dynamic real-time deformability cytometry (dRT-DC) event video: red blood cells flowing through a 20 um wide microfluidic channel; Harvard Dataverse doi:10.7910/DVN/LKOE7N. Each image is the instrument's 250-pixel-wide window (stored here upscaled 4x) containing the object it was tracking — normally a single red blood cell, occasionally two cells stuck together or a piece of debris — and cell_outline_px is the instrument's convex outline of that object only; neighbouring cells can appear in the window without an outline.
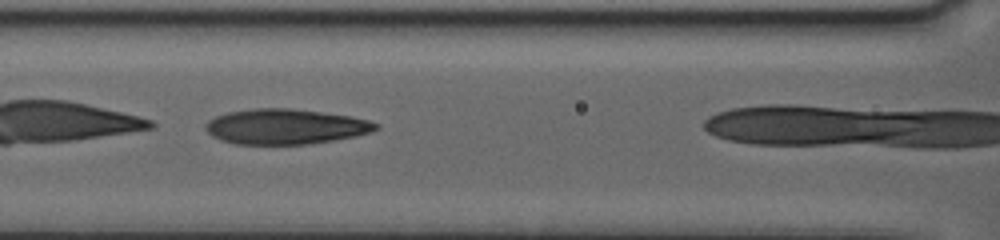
{"species": "human", "species_latin": "Homo sapiens", "temperature_condition": "warm", "stored_images_in_passage": 22, "segment_of_instrument_passage": [2, 2], "camera_frame_rate_fps": 3000, "um_per_image_px": 0.085, "donor": {"sex": "female"}, "frame": {"image": 1, "passage_image": 5, "time_ms": 2.0, "image_size_px": [1000, 240], "cell_outline_px": [[380, 128], [372, 132], [356, 136], [308, 144], [236, 144], [220, 140], [212, 136], [204, 128], [208, 120], [216, 116], [228, 112], [252, 108], [292, 108], [352, 116], [368, 120], [380, 124]], "centroid_in_image_um": [24.28, 10.75], "position_along_channel_um": 142.3, "area_um2": 35.14}}
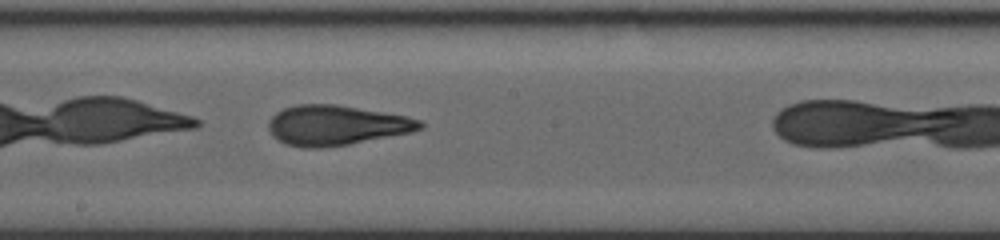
{"frame": {"image": 2, "passage_image": 9, "time_ms": 4.333, "image_size_px": [1000, 240], "cell_outline_px": [[424, 128], [412, 132], [348, 144], [320, 148], [304, 148], [284, 144], [272, 136], [268, 128], [268, 120], [276, 112], [284, 108], [296, 104], [336, 104], [404, 116], [420, 120], [424, 124]], "centroid_in_image_um": [28.53, 10.65], "position_along_channel_um": 219.7, "area_um2": 35.26}}
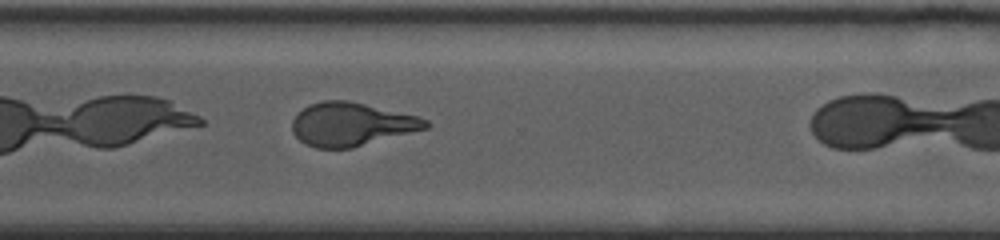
{"frame": {"image": 3, "passage_image": 17, "time_ms": 8.0, "image_size_px": [1000, 240], "cell_outline_px": [[432, 124], [428, 128], [352, 148], [316, 148], [304, 144], [292, 132], [292, 120], [296, 112], [308, 104], [320, 100], [348, 100], [416, 116], [428, 120]], "centroid_in_image_um": [29.82, 10.56], "position_along_channel_um": 340.8, "area_um2": 33.93}}